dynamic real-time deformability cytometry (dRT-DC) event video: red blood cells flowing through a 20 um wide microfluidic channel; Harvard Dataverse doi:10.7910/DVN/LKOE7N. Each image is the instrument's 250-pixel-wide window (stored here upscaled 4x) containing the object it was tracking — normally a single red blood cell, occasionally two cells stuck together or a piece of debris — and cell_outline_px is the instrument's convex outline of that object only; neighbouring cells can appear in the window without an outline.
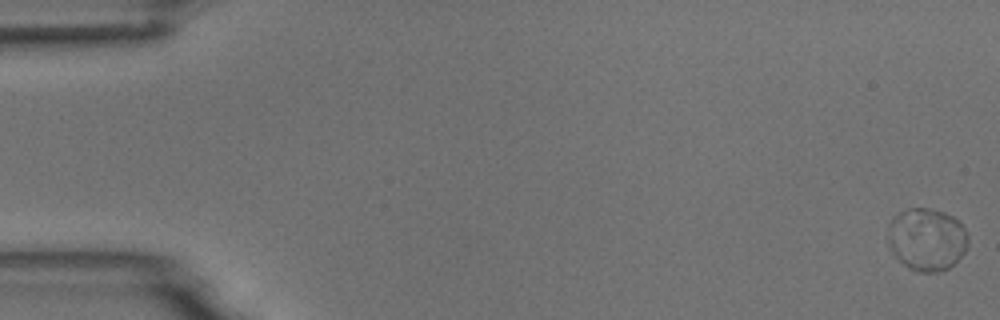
{"species": "common noctule bat (a hibernating species)", "species_latin": "Nyctalus noctula", "temperature_condition": "room temperature", "stored_images_in_passage": 5, "camera_frame_rate_fps": 3000, "um_per_image_px": 0.085, "animal": {"sex": "male", "body_mass_g": 18.8}, "frame": {"image": 1, "passage_image": 1, "time_ms": 0.0, "image_size_px": [1000, 320], "cell_outline_px": [[968, 248], [948, 268], [936, 272], [920, 272], [908, 268], [892, 252], [888, 244], [888, 224], [892, 216], [900, 212], [912, 208], [928, 208], [944, 212], [952, 216], [964, 228], [968, 236]], "centroid_in_image_um": [78.76, 20.33], "position_along_channel_um": 6.2, "area_um2": 29.19}}
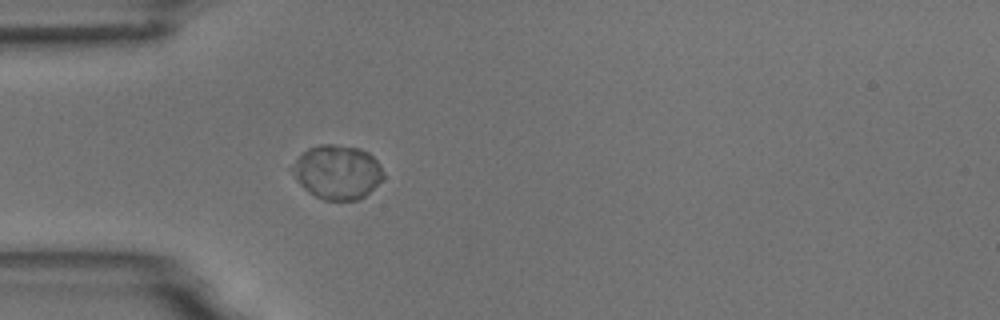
{"frame": {"image": 2, "passage_image": 5, "time_ms": 5.333, "image_size_px": [1000, 320], "cell_outline_px": [[384, 176], [364, 196], [356, 200], [324, 200], [308, 192], [300, 184], [288, 168], [308, 148], [320, 144], [332, 144], [360, 148], [368, 152], [376, 160], [384, 172]], "centroid_in_image_um": [28.64, 14.61], "position_along_channel_um": 56.4, "area_um2": 28.55}}